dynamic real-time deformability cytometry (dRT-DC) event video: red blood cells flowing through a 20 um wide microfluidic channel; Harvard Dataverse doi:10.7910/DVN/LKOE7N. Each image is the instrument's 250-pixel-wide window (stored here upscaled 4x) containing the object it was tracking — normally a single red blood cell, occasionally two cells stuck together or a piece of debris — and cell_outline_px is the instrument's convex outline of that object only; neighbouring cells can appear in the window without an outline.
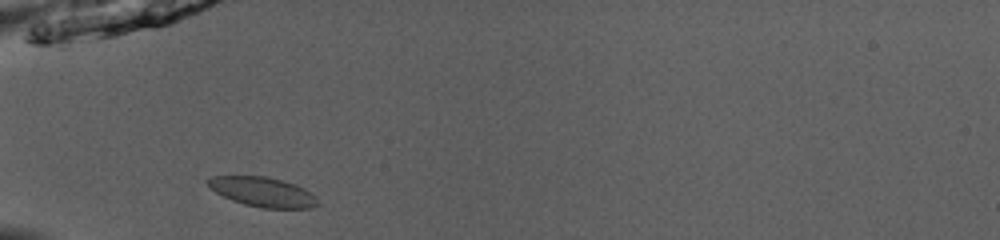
{"species": "common noctule bat (a hibernating species)", "species_latin": "Nyctalus noctula", "temperature_condition": "room temperature", "stored_images_in_passage": 32, "camera_frame_rate_fps": 3000, "um_per_image_px": 0.085, "animal": {"sex": "male", "body_mass_g": 13.0, "forearm_length_mm": 53.1}, "frame": {"image": 1, "passage_image": 1, "time_ms": 0.0, "image_size_px": [1000, 240], "cell_outline_px": [[320, 204], [312, 208], [260, 208], [244, 204], [232, 200], [216, 192], [208, 184], [208, 176], [268, 176], [284, 180], [296, 184], [312, 192], [320, 200]], "centroid_in_image_um": [22.41, 16.31], "position_along_channel_um": 62.6, "area_um2": 19.19}}
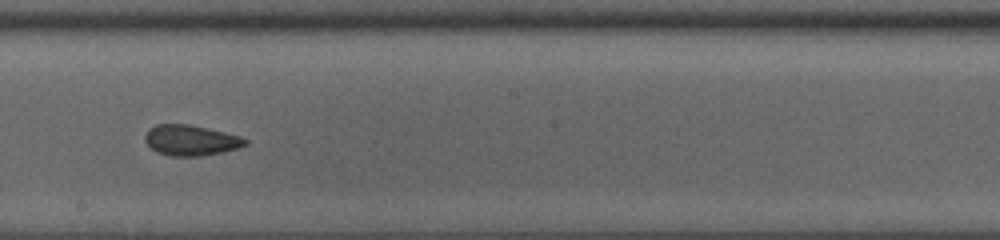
{"frame": {"image": 2, "passage_image": 14, "time_ms": 4.333, "image_size_px": [1000, 240], "cell_outline_px": [[248, 144], [236, 148], [220, 152], [200, 156], [172, 156], [156, 152], [144, 140], [144, 136], [148, 128], [156, 124], [188, 124], [208, 128], [240, 136], [248, 140]], "centroid_in_image_um": [16.18, 11.91], "position_along_channel_um": 232.0, "area_um2": 17.8}}
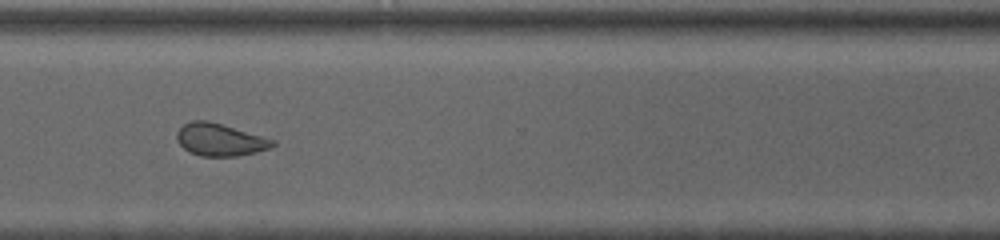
{"frame": {"image": 3, "passage_image": 23, "time_ms": 7.333, "image_size_px": [1000, 240], "cell_outline_px": [[276, 144], [268, 148], [256, 152], [236, 156], [200, 156], [188, 152], [176, 140], [176, 132], [184, 124], [192, 120], [208, 120], [276, 140]], "centroid_in_image_um": [18.67, 11.87], "position_along_channel_um": 351.9, "area_um2": 18.09}, "authors_computed_cell_mechanics": {"area_um2": 18.4671, "velocity_mm_per_s": 4.0151, "shape_relaxation_time_tau1_ms": null, "shape_relaxation_time_tau2_ms": 2.1559, "deformation_change_tau1": null, "deformation_change_tau2": 0.0717}}